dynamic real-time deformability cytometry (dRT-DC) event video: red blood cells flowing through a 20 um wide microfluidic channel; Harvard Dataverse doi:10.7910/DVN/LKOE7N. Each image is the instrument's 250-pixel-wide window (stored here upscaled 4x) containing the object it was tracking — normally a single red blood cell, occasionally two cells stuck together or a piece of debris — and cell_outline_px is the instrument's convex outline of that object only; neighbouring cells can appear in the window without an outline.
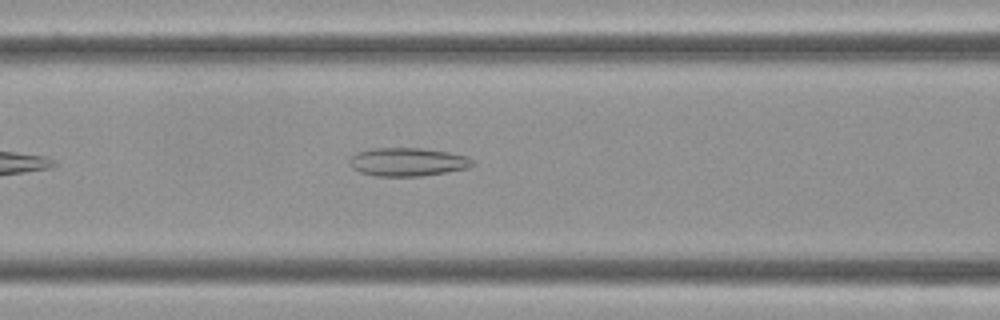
{"species": "Egyptian fruit bat (a non-hibernating species)", "species_latin": "Rousettus aegyptiacus", "temperature_condition": "cold", "stored_images_in_passage": 34, "camera_frame_rate_fps": 3000, "um_per_image_px": 0.085, "frame": {"image": 1, "passage_image": 10, "time_ms": 3.0, "image_size_px": [1000, 320], "cell_outline_px": [[476, 164], [468, 168], [420, 176], [376, 176], [360, 172], [352, 168], [348, 164], [348, 160], [356, 152], [372, 148], [420, 148], [448, 152], [468, 156]], "centroid_in_image_um": [34.62, 13.76], "position_along_channel_um": 132.0, "area_um2": 20.4}}